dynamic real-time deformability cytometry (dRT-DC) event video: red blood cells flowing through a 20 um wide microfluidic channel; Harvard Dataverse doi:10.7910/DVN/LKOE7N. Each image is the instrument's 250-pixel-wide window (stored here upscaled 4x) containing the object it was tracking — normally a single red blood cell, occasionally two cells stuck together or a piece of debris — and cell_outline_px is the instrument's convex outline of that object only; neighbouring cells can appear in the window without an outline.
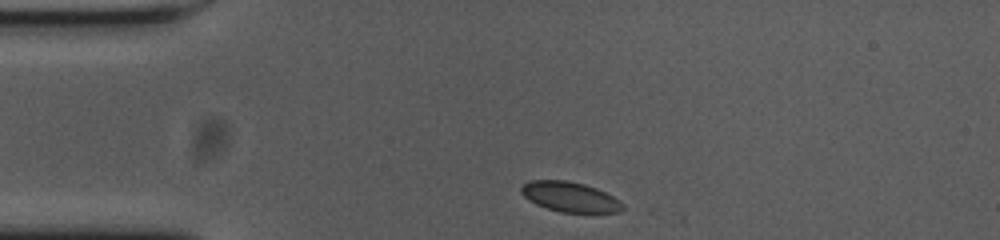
{"species": "common noctule bat (a hibernating species)", "species_latin": "Nyctalus noctula", "temperature_condition": "cold", "stored_images_in_passage": 8, "camera_frame_rate_fps": 3000, "um_per_image_px": 0.085, "animal": {"sex": "female", "body_mass_g": 23.0, "forearm_length_mm": 53.4}, "frame": {"image": 1, "passage_image": 1, "time_ms": 0.0, "image_size_px": [1000, 240], "cell_outline_px": [[624, 208], [616, 212], [560, 212], [536, 204], [528, 200], [520, 192], [520, 188], [524, 184], [532, 180], [564, 180], [584, 184], [596, 188], [620, 200], [624, 204]], "centroid_in_image_um": [48.43, 16.73], "position_along_channel_um": 36.6, "area_um2": 17.57}}